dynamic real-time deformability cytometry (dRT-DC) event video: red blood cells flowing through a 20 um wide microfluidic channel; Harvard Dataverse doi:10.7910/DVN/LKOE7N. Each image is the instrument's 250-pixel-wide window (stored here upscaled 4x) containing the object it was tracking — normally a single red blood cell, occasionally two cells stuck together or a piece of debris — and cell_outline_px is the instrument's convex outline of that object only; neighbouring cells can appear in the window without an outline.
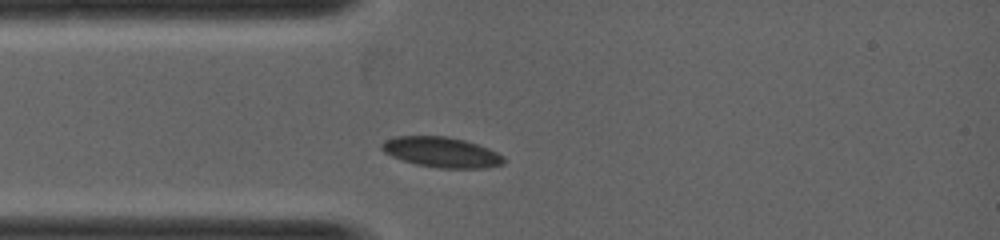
{"species": "common noctule bat (a hibernating species)", "species_latin": "Nyctalus noctula", "temperature_condition": "warm", "stored_images_in_passage": 25, "camera_frame_rate_fps": 5000, "um_per_image_px": 0.085, "animal": {"sex": "female", "body_mass_g": 19.0, "forearm_length_mm": 53.3}, "frame": {"image": 1, "passage_image": 4, "time_ms": 0.6, "image_size_px": [1000, 240], "cell_outline_px": [[504, 164], [484, 168], [440, 168], [416, 164], [392, 156], [384, 152], [380, 148], [380, 144], [384, 140], [396, 136], [444, 136], [464, 140], [488, 148], [504, 156]], "centroid_in_image_um": [37.51, 12.93], "position_along_channel_um": 47.5, "area_um2": 21.44}}
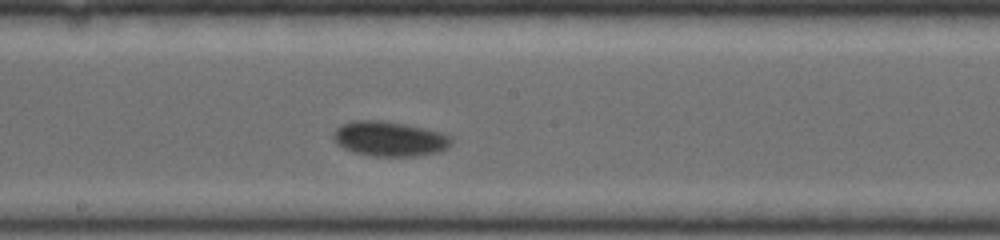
{"frame": {"image": 2, "passage_image": 14, "time_ms": 2.6, "image_size_px": [1000, 240], "cell_outline_px": [[452, 144], [448, 148], [440, 152], [416, 156], [376, 156], [356, 152], [344, 148], [332, 136], [332, 132], [340, 124], [352, 120], [384, 120], [444, 132], [452, 136]], "centroid_in_image_um": [33.16, 11.78], "position_along_channel_um": 215.0, "area_um2": 24.16}}
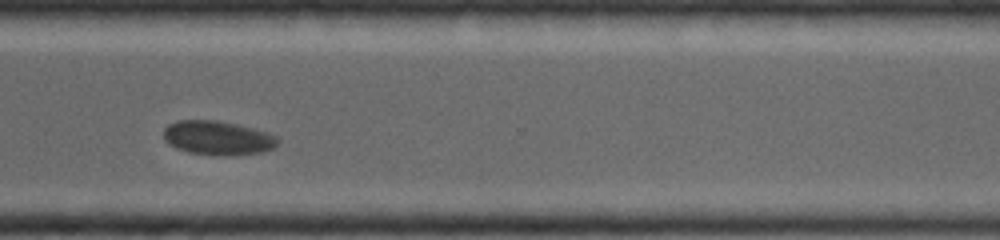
{"frame": {"image": 3, "passage_image": 22, "time_ms": 4.2, "image_size_px": [1000, 240], "cell_outline_px": [[280, 140], [272, 148], [264, 152], [224, 156], [220, 156], [188, 152], [176, 148], [168, 144], [164, 140], [164, 128], [168, 124], [176, 120], [216, 120], [236, 124], [268, 132], [276, 136]], "centroid_in_image_um": [18.49, 11.72], "position_along_channel_um": 352.1, "area_um2": 22.83}}